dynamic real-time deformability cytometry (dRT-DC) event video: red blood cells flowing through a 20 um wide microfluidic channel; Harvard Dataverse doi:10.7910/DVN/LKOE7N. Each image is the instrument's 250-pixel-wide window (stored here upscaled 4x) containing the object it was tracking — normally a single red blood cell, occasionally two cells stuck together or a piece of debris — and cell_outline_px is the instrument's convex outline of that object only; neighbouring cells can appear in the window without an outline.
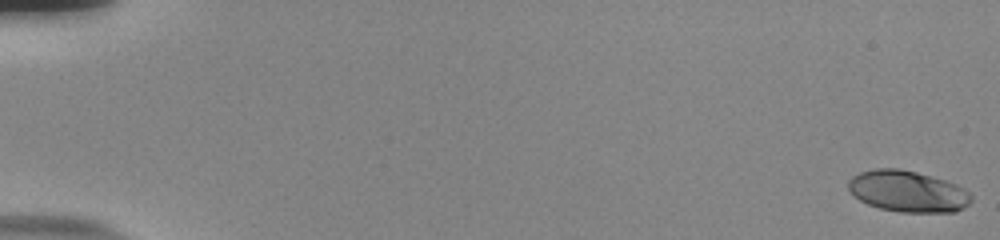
{"species": "human", "species_latin": "Homo sapiens", "temperature_condition": "room temperature", "stored_images_in_passage": 56, "camera_frame_rate_fps": 3000, "um_per_image_px": 0.085, "donor": {"sex": "male"}, "frame": {"image": 1, "passage_image": 1, "time_ms": 0.0, "image_size_px": [1000, 240], "cell_outline_px": [[972, 200], [964, 208], [956, 212], [900, 212], [880, 208], [868, 204], [860, 200], [848, 188], [848, 180], [852, 176], [860, 172], [876, 168], [900, 168], [916, 172], [944, 180], [956, 184], [964, 188], [972, 196]], "centroid_in_image_um": [77.17, 16.26], "position_along_channel_um": 7.8, "area_um2": 29.54}}
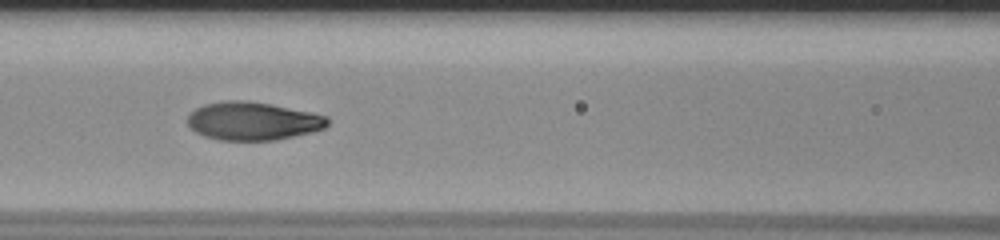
{"frame": {"image": 2, "passage_image": 27, "time_ms": 8.667, "image_size_px": [1000, 240], "cell_outline_px": [[328, 124], [324, 128], [312, 132], [276, 140], [220, 140], [204, 136], [196, 132], [188, 124], [188, 116], [196, 108], [204, 104], [224, 100], [248, 100], [272, 104], [312, 112], [328, 116]], "centroid_in_image_um": [21.51, 10.28], "position_along_channel_um": 145.1, "area_um2": 31.27}}
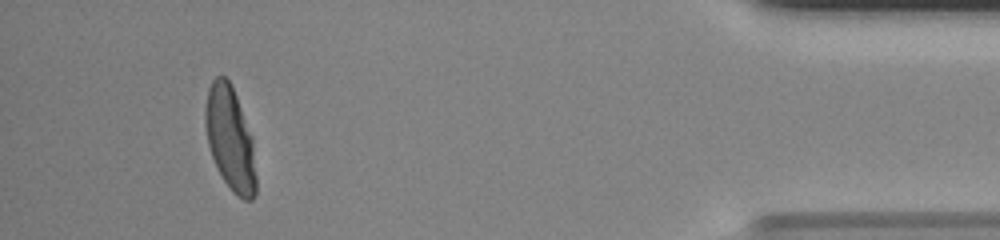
{"frame": {"image": 3, "passage_image": 53, "time_ms": 17.333, "image_size_px": [1000, 240], "cell_outline_px": [[256, 196], [252, 200], [244, 200], [236, 196], [232, 192], [224, 180], [212, 156], [208, 144], [204, 124], [204, 108], [208, 88], [212, 80], [216, 76], [224, 76], [228, 80], [236, 96], [252, 136], [256, 176]], "centroid_in_image_um": [19.56, 11.81], "position_along_channel_um": 415.6, "area_um2": 30.69}, "authors_computed_cell_mechanics": {"area_um2": 30.7496, "velocity_mm_per_s": 3.759, "shape_relaxation_time_tau1_ms": 3.9177, "shape_relaxation_time_tau2_ms": null, "deformation_change_tau1": 0.2255, "deformation_change_tau2": null}}